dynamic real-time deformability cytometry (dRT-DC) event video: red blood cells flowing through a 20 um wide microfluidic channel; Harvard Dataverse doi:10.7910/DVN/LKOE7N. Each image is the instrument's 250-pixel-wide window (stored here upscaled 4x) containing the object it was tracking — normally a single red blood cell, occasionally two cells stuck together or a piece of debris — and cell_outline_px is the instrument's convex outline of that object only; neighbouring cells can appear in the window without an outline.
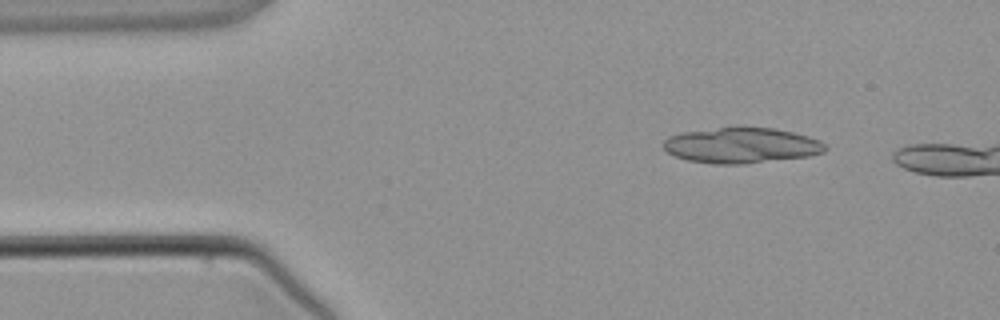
{"species": "common noctule bat (a hibernating species)", "species_latin": "Nyctalus noctula", "temperature_condition": "warm", "stored_images_in_passage": 4, "segment_of_instrument_passage": [2, 2], "camera_frame_rate_fps": 3000, "um_per_image_px": 0.085, "animal": {"sex": "male", "body_mass_g": 21.5, "forearm_length_mm": 52.0}, "frame": {"image": 1, "passage_image": 4, "time_ms": 4.667, "image_size_px": [1000, 320], "cell_outline_px": [[828, 148], [824, 152], [808, 156], [744, 164], [712, 164], [688, 160], [676, 156], [668, 152], [664, 148], [664, 140], [668, 136], [680, 132], [736, 124], [776, 128], [808, 136], [820, 140]], "centroid_in_image_um": [63.01, 12.31], "position_along_channel_um": 22.0, "area_um2": 34.45}}